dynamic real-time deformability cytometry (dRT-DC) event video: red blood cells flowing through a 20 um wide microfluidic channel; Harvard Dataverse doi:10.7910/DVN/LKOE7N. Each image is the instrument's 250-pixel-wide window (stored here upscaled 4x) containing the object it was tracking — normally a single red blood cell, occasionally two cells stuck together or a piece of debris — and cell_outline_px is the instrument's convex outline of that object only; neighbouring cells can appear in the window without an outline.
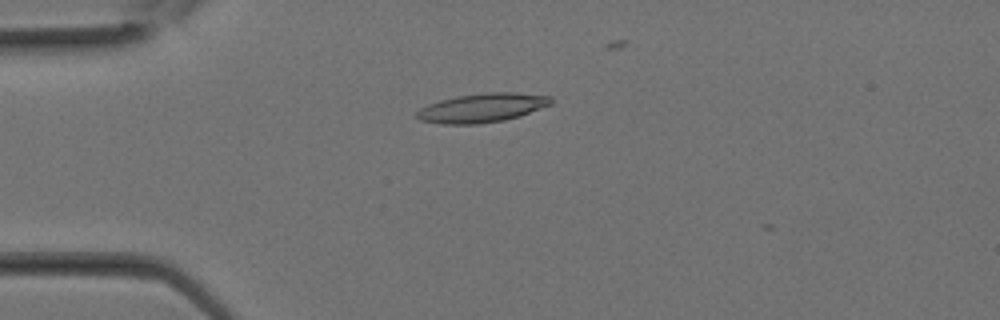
{"species": "Egyptian fruit bat (a non-hibernating species)", "species_latin": "Rousettus aegyptiacus", "temperature_condition": "room temperature", "stored_images_in_passage": 6, "camera_frame_rate_fps": 3000, "um_per_image_px": 0.085, "animal": {"sex": "female"}, "frame": {"image": 1, "passage_image": 5, "time_ms": 1.333, "image_size_px": [1000, 320], "cell_outline_px": [[552, 104], [520, 116], [504, 120], [480, 124], [440, 124], [420, 120], [416, 116], [416, 112], [420, 108], [428, 104], [440, 100], [456, 96], [488, 92], [516, 92], [552, 96]], "centroid_in_image_um": [40.99, 9.16], "position_along_channel_um": 44.0, "area_um2": 22.83}}